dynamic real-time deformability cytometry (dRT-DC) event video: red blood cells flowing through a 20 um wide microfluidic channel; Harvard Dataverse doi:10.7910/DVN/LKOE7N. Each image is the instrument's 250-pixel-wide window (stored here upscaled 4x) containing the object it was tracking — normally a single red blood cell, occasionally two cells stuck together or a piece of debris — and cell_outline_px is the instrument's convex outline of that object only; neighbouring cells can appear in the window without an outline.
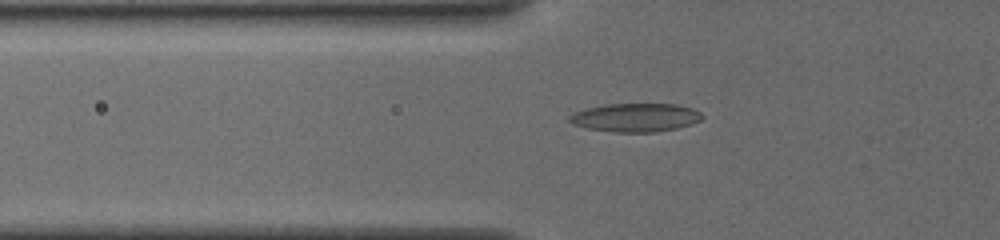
{"species": "common noctule bat (a hibernating species)", "species_latin": "Nyctalus noctula", "temperature_condition": "cold", "stored_images_in_passage": 42, "camera_frame_rate_fps": 3000, "um_per_image_px": 0.085, "animal": {"sex": "female", "body_mass_g": 19.5, "forearm_length_mm": 54.1}, "frame": {"image": 1, "passage_image": 8, "time_ms": 2.333, "image_size_px": [1000, 240], "cell_outline_px": [[704, 116], [700, 120], [676, 128], [656, 132], [616, 132], [588, 128], [572, 124], [568, 120], [568, 116], [584, 108], [608, 104], [676, 104], [692, 108], [700, 112]], "centroid_in_image_um": [53.99, 9.98], "position_along_channel_um": 71.8, "area_um2": 21.91}}
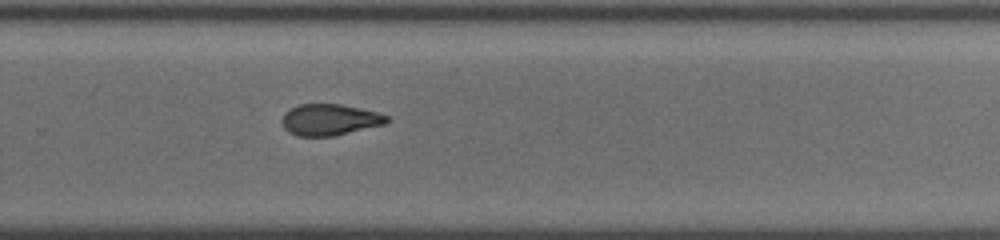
{"frame": {"image": 2, "passage_image": 26, "time_ms": 8.333, "image_size_px": [1000, 240], "cell_outline_px": [[388, 120], [384, 124], [332, 136], [296, 136], [288, 132], [284, 128], [284, 112], [300, 104], [340, 104], [360, 108], [376, 112], [388, 116]], "centroid_in_image_um": [28.01, 10.17], "position_along_channel_um": 301.8, "area_um2": 18.79}}
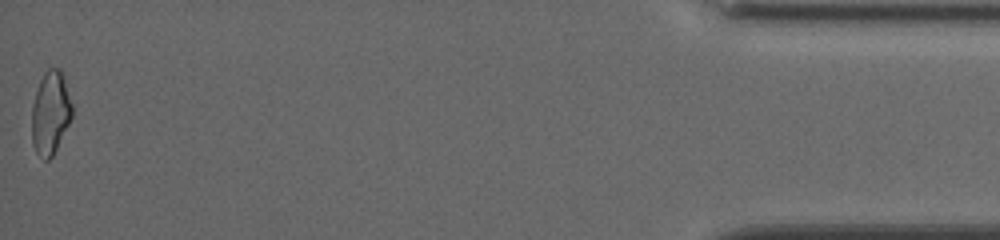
{"frame": {"image": 3, "passage_image": 42, "time_ms": 13.667, "image_size_px": [1000, 240], "cell_outline_px": [[72, 116], [52, 156], [48, 160], [44, 160], [36, 152], [32, 144], [32, 104], [40, 80], [44, 72], [48, 68], [60, 68], [64, 76], [72, 104]], "centroid_in_image_um": [4.28, 9.56], "position_along_channel_um": 430.9, "area_um2": 19.42}, "authors_computed_cell_mechanics": {"area_um2": 20.0855, "velocity_mm_per_s": 3.8815, "shape_relaxation_time_tau1_ms": 3.2151, "shape_relaxation_time_tau2_ms": 5.6907, "deformation_change_tau1": 0.1184, "deformation_change_tau2": 0.1327}}